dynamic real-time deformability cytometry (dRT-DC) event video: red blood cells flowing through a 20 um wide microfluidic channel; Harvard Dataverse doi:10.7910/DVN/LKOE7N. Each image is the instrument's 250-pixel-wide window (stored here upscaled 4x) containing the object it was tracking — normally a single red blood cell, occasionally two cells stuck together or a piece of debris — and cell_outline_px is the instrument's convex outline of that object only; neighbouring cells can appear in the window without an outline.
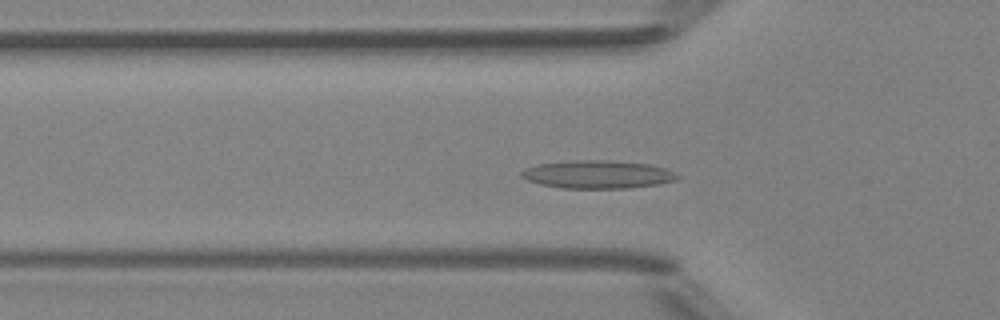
{"species": "Egyptian fruit bat (a non-hibernating species)", "species_latin": "Rousettus aegyptiacus", "temperature_condition": "room temperature", "stored_images_in_passage": 47, "camera_frame_rate_fps": 3000, "um_per_image_px": 0.085, "animal": {"sex": "female"}, "frame": {"image": 1, "passage_image": 13, "time_ms": 4.0, "image_size_px": [1000, 320], "cell_outline_px": [[680, 176], [676, 180], [656, 184], [624, 188], [560, 188], [540, 184], [528, 180], [520, 176], [520, 172], [524, 168], [540, 164], [580, 160], [604, 160], [648, 164], [664, 168], [676, 172]], "centroid_in_image_um": [50.79, 14.83], "position_along_channel_um": 75.0, "area_um2": 25.2}}
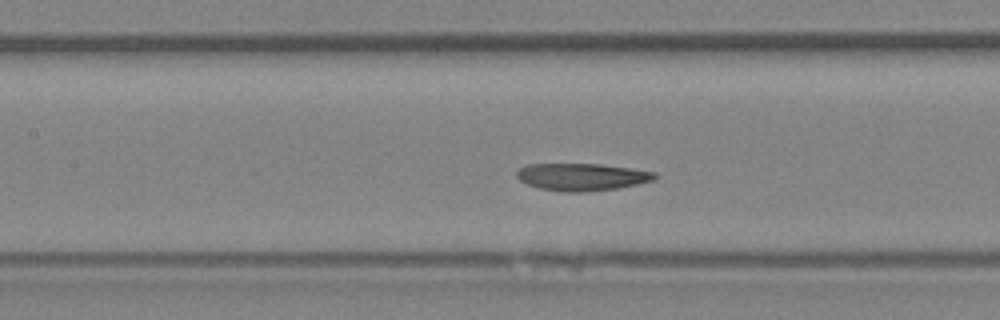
{"frame": {"image": 2, "passage_image": 19, "time_ms": 6.0, "image_size_px": [1000, 320], "cell_outline_px": [[660, 176], [652, 180], [636, 184], [616, 188], [584, 192], [564, 192], [540, 188], [528, 184], [520, 180], [516, 176], [516, 172], [520, 168], [528, 164], [600, 164], [632, 168], [656, 172]], "centroid_in_image_um": [49.47, 15.03], "position_along_channel_um": 157.9, "area_um2": 21.91}}
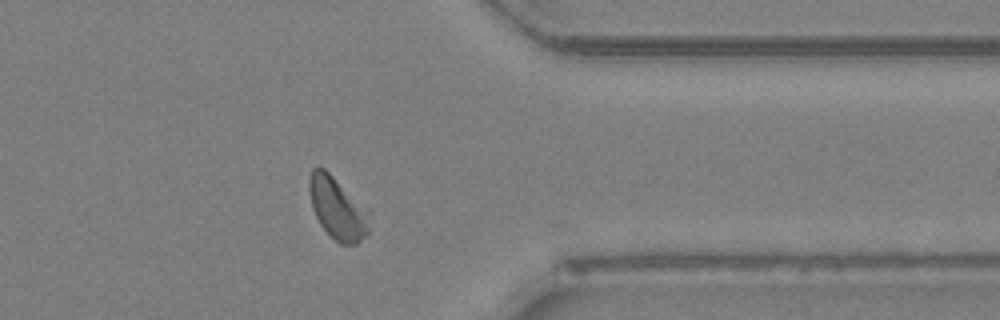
{"frame": {"image": 3, "passage_image": 36, "time_ms": 11.667, "image_size_px": [1000, 320], "cell_outline_px": [[372, 212], [368, 232], [356, 244], [340, 244], [320, 224], [312, 208], [308, 188], [308, 180], [312, 168], [324, 168], [368, 208]], "centroid_in_image_um": [28.71, 17.69], "position_along_channel_um": 382.7, "area_um2": 21.85}, "authors_computed_cell_mechanics": {"area_um2": 21.9062, "velocity_mm_per_s": 4.1516, "shape_relaxation_time_tau1_ms": null, "shape_relaxation_time_tau2_ms": 4.1165, "deformation_change_tau1": null, "deformation_change_tau2": 0.1009}}